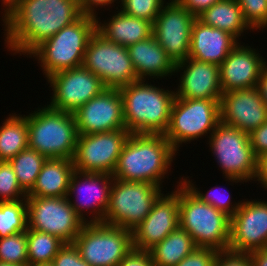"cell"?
<instances>
[{"label": "cell", "mask_w": 267, "mask_h": 266, "mask_svg": "<svg viewBox=\"0 0 267 266\" xmlns=\"http://www.w3.org/2000/svg\"><path fill=\"white\" fill-rule=\"evenodd\" d=\"M260 249H267V201L243 199L231 217L228 250L250 253Z\"/></svg>", "instance_id": "e0dca14e"}, {"label": "cell", "mask_w": 267, "mask_h": 266, "mask_svg": "<svg viewBox=\"0 0 267 266\" xmlns=\"http://www.w3.org/2000/svg\"><path fill=\"white\" fill-rule=\"evenodd\" d=\"M177 153L162 134L130 133L119 155L113 178L161 187Z\"/></svg>", "instance_id": "7a4b0ae2"}, {"label": "cell", "mask_w": 267, "mask_h": 266, "mask_svg": "<svg viewBox=\"0 0 267 266\" xmlns=\"http://www.w3.org/2000/svg\"><path fill=\"white\" fill-rule=\"evenodd\" d=\"M53 266H91L81 258L74 243H65L52 261Z\"/></svg>", "instance_id": "74e56055"}, {"label": "cell", "mask_w": 267, "mask_h": 266, "mask_svg": "<svg viewBox=\"0 0 267 266\" xmlns=\"http://www.w3.org/2000/svg\"><path fill=\"white\" fill-rule=\"evenodd\" d=\"M145 81L138 80L119 88L126 129L130 133L164 135L170 123L175 90Z\"/></svg>", "instance_id": "3957f363"}, {"label": "cell", "mask_w": 267, "mask_h": 266, "mask_svg": "<svg viewBox=\"0 0 267 266\" xmlns=\"http://www.w3.org/2000/svg\"><path fill=\"white\" fill-rule=\"evenodd\" d=\"M28 229L27 201L0 202V238Z\"/></svg>", "instance_id": "1f68e13d"}, {"label": "cell", "mask_w": 267, "mask_h": 266, "mask_svg": "<svg viewBox=\"0 0 267 266\" xmlns=\"http://www.w3.org/2000/svg\"><path fill=\"white\" fill-rule=\"evenodd\" d=\"M249 141L256 157L267 152V121L249 134Z\"/></svg>", "instance_id": "b9f144b4"}, {"label": "cell", "mask_w": 267, "mask_h": 266, "mask_svg": "<svg viewBox=\"0 0 267 266\" xmlns=\"http://www.w3.org/2000/svg\"><path fill=\"white\" fill-rule=\"evenodd\" d=\"M185 9H187L196 18L213 4L221 0H177Z\"/></svg>", "instance_id": "7bdbcfd3"}, {"label": "cell", "mask_w": 267, "mask_h": 266, "mask_svg": "<svg viewBox=\"0 0 267 266\" xmlns=\"http://www.w3.org/2000/svg\"><path fill=\"white\" fill-rule=\"evenodd\" d=\"M217 254L216 249L197 247L176 266H214Z\"/></svg>", "instance_id": "f35d334b"}, {"label": "cell", "mask_w": 267, "mask_h": 266, "mask_svg": "<svg viewBox=\"0 0 267 266\" xmlns=\"http://www.w3.org/2000/svg\"><path fill=\"white\" fill-rule=\"evenodd\" d=\"M129 135L127 129L78 135L74 169L83 173L113 174Z\"/></svg>", "instance_id": "4fadbf2b"}, {"label": "cell", "mask_w": 267, "mask_h": 266, "mask_svg": "<svg viewBox=\"0 0 267 266\" xmlns=\"http://www.w3.org/2000/svg\"><path fill=\"white\" fill-rule=\"evenodd\" d=\"M73 243L91 266H117L133 248L132 231L104 223H85Z\"/></svg>", "instance_id": "30bf717a"}, {"label": "cell", "mask_w": 267, "mask_h": 266, "mask_svg": "<svg viewBox=\"0 0 267 266\" xmlns=\"http://www.w3.org/2000/svg\"><path fill=\"white\" fill-rule=\"evenodd\" d=\"M220 122V100L177 98L171 107L169 127L164 134L172 147L210 134ZM211 132V133H210Z\"/></svg>", "instance_id": "9c48e42d"}, {"label": "cell", "mask_w": 267, "mask_h": 266, "mask_svg": "<svg viewBox=\"0 0 267 266\" xmlns=\"http://www.w3.org/2000/svg\"><path fill=\"white\" fill-rule=\"evenodd\" d=\"M256 49L239 42L219 65L222 93L255 88L267 61ZM261 55V56H260Z\"/></svg>", "instance_id": "44dd1931"}, {"label": "cell", "mask_w": 267, "mask_h": 266, "mask_svg": "<svg viewBox=\"0 0 267 266\" xmlns=\"http://www.w3.org/2000/svg\"><path fill=\"white\" fill-rule=\"evenodd\" d=\"M26 117L28 148L36 150L47 159L73 160L78 138L73 113L54 110L45 105Z\"/></svg>", "instance_id": "8992f818"}, {"label": "cell", "mask_w": 267, "mask_h": 266, "mask_svg": "<svg viewBox=\"0 0 267 266\" xmlns=\"http://www.w3.org/2000/svg\"><path fill=\"white\" fill-rule=\"evenodd\" d=\"M78 135L126 129L121 92L106 88L74 113Z\"/></svg>", "instance_id": "ac0fdd59"}, {"label": "cell", "mask_w": 267, "mask_h": 266, "mask_svg": "<svg viewBox=\"0 0 267 266\" xmlns=\"http://www.w3.org/2000/svg\"><path fill=\"white\" fill-rule=\"evenodd\" d=\"M179 183V226L193 238L197 247L217 251L229 249L231 217L202 202L182 182Z\"/></svg>", "instance_id": "277c9868"}, {"label": "cell", "mask_w": 267, "mask_h": 266, "mask_svg": "<svg viewBox=\"0 0 267 266\" xmlns=\"http://www.w3.org/2000/svg\"><path fill=\"white\" fill-rule=\"evenodd\" d=\"M0 266H16V265H12V264H8V263H0Z\"/></svg>", "instance_id": "681fc988"}, {"label": "cell", "mask_w": 267, "mask_h": 266, "mask_svg": "<svg viewBox=\"0 0 267 266\" xmlns=\"http://www.w3.org/2000/svg\"><path fill=\"white\" fill-rule=\"evenodd\" d=\"M26 201L28 229L49 233L64 243H73L85 224L67 196L27 197Z\"/></svg>", "instance_id": "7c38bea8"}, {"label": "cell", "mask_w": 267, "mask_h": 266, "mask_svg": "<svg viewBox=\"0 0 267 266\" xmlns=\"http://www.w3.org/2000/svg\"><path fill=\"white\" fill-rule=\"evenodd\" d=\"M120 10L130 16L145 19L152 24L162 10L165 0H120Z\"/></svg>", "instance_id": "d590c367"}, {"label": "cell", "mask_w": 267, "mask_h": 266, "mask_svg": "<svg viewBox=\"0 0 267 266\" xmlns=\"http://www.w3.org/2000/svg\"><path fill=\"white\" fill-rule=\"evenodd\" d=\"M84 68L98 76L106 88H121L138 81L128 48L106 40L97 31L90 37Z\"/></svg>", "instance_id": "8fae6325"}, {"label": "cell", "mask_w": 267, "mask_h": 266, "mask_svg": "<svg viewBox=\"0 0 267 266\" xmlns=\"http://www.w3.org/2000/svg\"><path fill=\"white\" fill-rule=\"evenodd\" d=\"M233 35L211 26L197 18L191 28L189 58L220 65L239 43Z\"/></svg>", "instance_id": "603a6c76"}, {"label": "cell", "mask_w": 267, "mask_h": 266, "mask_svg": "<svg viewBox=\"0 0 267 266\" xmlns=\"http://www.w3.org/2000/svg\"><path fill=\"white\" fill-rule=\"evenodd\" d=\"M81 16L78 0H23L2 19L6 47L15 55L29 56Z\"/></svg>", "instance_id": "6da1fadb"}, {"label": "cell", "mask_w": 267, "mask_h": 266, "mask_svg": "<svg viewBox=\"0 0 267 266\" xmlns=\"http://www.w3.org/2000/svg\"><path fill=\"white\" fill-rule=\"evenodd\" d=\"M26 198L27 193L20 187L11 164L8 161H0V202Z\"/></svg>", "instance_id": "e575fe53"}, {"label": "cell", "mask_w": 267, "mask_h": 266, "mask_svg": "<svg viewBox=\"0 0 267 266\" xmlns=\"http://www.w3.org/2000/svg\"><path fill=\"white\" fill-rule=\"evenodd\" d=\"M187 178L189 177H182V182L194 193L195 196H197L202 202H205L213 207H215L216 209L226 213L228 216L232 217L238 210V208L240 207L242 200L239 202H235L233 203L231 201V195L229 194V190L228 194L226 193V195L224 196V193H219L218 194V190L219 187H213L210 188L209 191H207L205 194L202 193L200 190H198L199 188H197L194 183H192L193 181L190 179L187 180ZM217 190V191H216ZM223 191V190H222ZM228 195V196H227ZM233 203V204H232Z\"/></svg>", "instance_id": "836d02e7"}, {"label": "cell", "mask_w": 267, "mask_h": 266, "mask_svg": "<svg viewBox=\"0 0 267 266\" xmlns=\"http://www.w3.org/2000/svg\"><path fill=\"white\" fill-rule=\"evenodd\" d=\"M220 121L250 133L267 121V107L257 88L236 89L222 94Z\"/></svg>", "instance_id": "ffe728a7"}, {"label": "cell", "mask_w": 267, "mask_h": 266, "mask_svg": "<svg viewBox=\"0 0 267 266\" xmlns=\"http://www.w3.org/2000/svg\"><path fill=\"white\" fill-rule=\"evenodd\" d=\"M0 263L28 266L27 231L0 238Z\"/></svg>", "instance_id": "d6a6232c"}, {"label": "cell", "mask_w": 267, "mask_h": 266, "mask_svg": "<svg viewBox=\"0 0 267 266\" xmlns=\"http://www.w3.org/2000/svg\"><path fill=\"white\" fill-rule=\"evenodd\" d=\"M64 244L54 235L27 229L28 266L52 264Z\"/></svg>", "instance_id": "f546056e"}, {"label": "cell", "mask_w": 267, "mask_h": 266, "mask_svg": "<svg viewBox=\"0 0 267 266\" xmlns=\"http://www.w3.org/2000/svg\"><path fill=\"white\" fill-rule=\"evenodd\" d=\"M52 88L50 108L74 113L106 89L102 80L83 66L63 70L47 77Z\"/></svg>", "instance_id": "9a60e30c"}, {"label": "cell", "mask_w": 267, "mask_h": 266, "mask_svg": "<svg viewBox=\"0 0 267 266\" xmlns=\"http://www.w3.org/2000/svg\"><path fill=\"white\" fill-rule=\"evenodd\" d=\"M161 188L147 182H127L114 178L103 223L133 231L163 194Z\"/></svg>", "instance_id": "ba28073f"}, {"label": "cell", "mask_w": 267, "mask_h": 266, "mask_svg": "<svg viewBox=\"0 0 267 266\" xmlns=\"http://www.w3.org/2000/svg\"><path fill=\"white\" fill-rule=\"evenodd\" d=\"M21 1L23 0H2V6L5 7L2 10H4L3 12V16L2 19L14 8L16 7Z\"/></svg>", "instance_id": "c3c4849f"}, {"label": "cell", "mask_w": 267, "mask_h": 266, "mask_svg": "<svg viewBox=\"0 0 267 266\" xmlns=\"http://www.w3.org/2000/svg\"><path fill=\"white\" fill-rule=\"evenodd\" d=\"M18 115L9 114L0 126V161H9L28 148L27 117Z\"/></svg>", "instance_id": "f1b7e54d"}, {"label": "cell", "mask_w": 267, "mask_h": 266, "mask_svg": "<svg viewBox=\"0 0 267 266\" xmlns=\"http://www.w3.org/2000/svg\"><path fill=\"white\" fill-rule=\"evenodd\" d=\"M113 180L112 174L83 173L76 170L72 173L67 198L76 214L85 223H103ZM72 195L76 197L74 200L71 198ZM86 210L90 211L88 215H93L89 218L90 221L83 214Z\"/></svg>", "instance_id": "2e32d148"}, {"label": "cell", "mask_w": 267, "mask_h": 266, "mask_svg": "<svg viewBox=\"0 0 267 266\" xmlns=\"http://www.w3.org/2000/svg\"><path fill=\"white\" fill-rule=\"evenodd\" d=\"M256 88L261 94L264 104L267 107V65L262 70Z\"/></svg>", "instance_id": "7dc6e473"}, {"label": "cell", "mask_w": 267, "mask_h": 266, "mask_svg": "<svg viewBox=\"0 0 267 266\" xmlns=\"http://www.w3.org/2000/svg\"><path fill=\"white\" fill-rule=\"evenodd\" d=\"M207 138L226 181L246 183L254 179L257 157L248 133L220 121Z\"/></svg>", "instance_id": "52a82bcc"}, {"label": "cell", "mask_w": 267, "mask_h": 266, "mask_svg": "<svg viewBox=\"0 0 267 266\" xmlns=\"http://www.w3.org/2000/svg\"><path fill=\"white\" fill-rule=\"evenodd\" d=\"M75 171L73 160L50 158L45 161L27 197H65Z\"/></svg>", "instance_id": "484cf974"}, {"label": "cell", "mask_w": 267, "mask_h": 266, "mask_svg": "<svg viewBox=\"0 0 267 266\" xmlns=\"http://www.w3.org/2000/svg\"><path fill=\"white\" fill-rule=\"evenodd\" d=\"M117 266H155V264L150 251L132 248Z\"/></svg>", "instance_id": "60d3db41"}, {"label": "cell", "mask_w": 267, "mask_h": 266, "mask_svg": "<svg viewBox=\"0 0 267 266\" xmlns=\"http://www.w3.org/2000/svg\"><path fill=\"white\" fill-rule=\"evenodd\" d=\"M31 266H53L52 264H43V265H31Z\"/></svg>", "instance_id": "f907efd6"}, {"label": "cell", "mask_w": 267, "mask_h": 266, "mask_svg": "<svg viewBox=\"0 0 267 266\" xmlns=\"http://www.w3.org/2000/svg\"><path fill=\"white\" fill-rule=\"evenodd\" d=\"M214 266H252L249 253L218 251Z\"/></svg>", "instance_id": "ab89813d"}, {"label": "cell", "mask_w": 267, "mask_h": 266, "mask_svg": "<svg viewBox=\"0 0 267 266\" xmlns=\"http://www.w3.org/2000/svg\"><path fill=\"white\" fill-rule=\"evenodd\" d=\"M195 20L196 17L177 0H169L153 22L152 35L174 64L189 56L191 28Z\"/></svg>", "instance_id": "5bb4252c"}, {"label": "cell", "mask_w": 267, "mask_h": 266, "mask_svg": "<svg viewBox=\"0 0 267 266\" xmlns=\"http://www.w3.org/2000/svg\"><path fill=\"white\" fill-rule=\"evenodd\" d=\"M177 98L220 100L222 88L220 84L219 66L192 58L175 64V72H180Z\"/></svg>", "instance_id": "7402d4cb"}, {"label": "cell", "mask_w": 267, "mask_h": 266, "mask_svg": "<svg viewBox=\"0 0 267 266\" xmlns=\"http://www.w3.org/2000/svg\"><path fill=\"white\" fill-rule=\"evenodd\" d=\"M196 248L189 233L178 226L149 251L155 266H176Z\"/></svg>", "instance_id": "83f0119b"}, {"label": "cell", "mask_w": 267, "mask_h": 266, "mask_svg": "<svg viewBox=\"0 0 267 266\" xmlns=\"http://www.w3.org/2000/svg\"><path fill=\"white\" fill-rule=\"evenodd\" d=\"M104 23L96 18V31L106 40L128 48L152 36L153 24L145 19L123 13L120 9Z\"/></svg>", "instance_id": "d4e9b609"}, {"label": "cell", "mask_w": 267, "mask_h": 266, "mask_svg": "<svg viewBox=\"0 0 267 266\" xmlns=\"http://www.w3.org/2000/svg\"><path fill=\"white\" fill-rule=\"evenodd\" d=\"M139 80L165 78L175 73V64L152 35L128 47Z\"/></svg>", "instance_id": "cb8c5ba5"}, {"label": "cell", "mask_w": 267, "mask_h": 266, "mask_svg": "<svg viewBox=\"0 0 267 266\" xmlns=\"http://www.w3.org/2000/svg\"><path fill=\"white\" fill-rule=\"evenodd\" d=\"M97 20L82 15L52 37L43 41L30 54L38 60L45 77L57 72L81 67L88 41L96 32Z\"/></svg>", "instance_id": "5b68a950"}, {"label": "cell", "mask_w": 267, "mask_h": 266, "mask_svg": "<svg viewBox=\"0 0 267 266\" xmlns=\"http://www.w3.org/2000/svg\"><path fill=\"white\" fill-rule=\"evenodd\" d=\"M116 0H78L79 8L82 15L91 16L97 18L98 14H96V8L104 7V6H111Z\"/></svg>", "instance_id": "ee69618b"}, {"label": "cell", "mask_w": 267, "mask_h": 266, "mask_svg": "<svg viewBox=\"0 0 267 266\" xmlns=\"http://www.w3.org/2000/svg\"><path fill=\"white\" fill-rule=\"evenodd\" d=\"M179 226V184L162 194L146 218L132 231L133 248L149 251Z\"/></svg>", "instance_id": "d6986e66"}, {"label": "cell", "mask_w": 267, "mask_h": 266, "mask_svg": "<svg viewBox=\"0 0 267 266\" xmlns=\"http://www.w3.org/2000/svg\"><path fill=\"white\" fill-rule=\"evenodd\" d=\"M237 2L252 32L267 29V0H237Z\"/></svg>", "instance_id": "8d00e7d4"}, {"label": "cell", "mask_w": 267, "mask_h": 266, "mask_svg": "<svg viewBox=\"0 0 267 266\" xmlns=\"http://www.w3.org/2000/svg\"><path fill=\"white\" fill-rule=\"evenodd\" d=\"M253 181H258L265 190L267 189V152L257 157L256 173Z\"/></svg>", "instance_id": "f6af8a7d"}, {"label": "cell", "mask_w": 267, "mask_h": 266, "mask_svg": "<svg viewBox=\"0 0 267 266\" xmlns=\"http://www.w3.org/2000/svg\"><path fill=\"white\" fill-rule=\"evenodd\" d=\"M207 26L221 29L236 39L251 28L245 22L241 7L237 0H221L213 4L197 17Z\"/></svg>", "instance_id": "4316f807"}, {"label": "cell", "mask_w": 267, "mask_h": 266, "mask_svg": "<svg viewBox=\"0 0 267 266\" xmlns=\"http://www.w3.org/2000/svg\"><path fill=\"white\" fill-rule=\"evenodd\" d=\"M46 160L47 158L36 150L26 148L8 161L16 174L20 187L26 193L33 188Z\"/></svg>", "instance_id": "4dcf8cb0"}, {"label": "cell", "mask_w": 267, "mask_h": 266, "mask_svg": "<svg viewBox=\"0 0 267 266\" xmlns=\"http://www.w3.org/2000/svg\"><path fill=\"white\" fill-rule=\"evenodd\" d=\"M252 266H267V249L255 250L249 253Z\"/></svg>", "instance_id": "bcb514c9"}]
</instances>
